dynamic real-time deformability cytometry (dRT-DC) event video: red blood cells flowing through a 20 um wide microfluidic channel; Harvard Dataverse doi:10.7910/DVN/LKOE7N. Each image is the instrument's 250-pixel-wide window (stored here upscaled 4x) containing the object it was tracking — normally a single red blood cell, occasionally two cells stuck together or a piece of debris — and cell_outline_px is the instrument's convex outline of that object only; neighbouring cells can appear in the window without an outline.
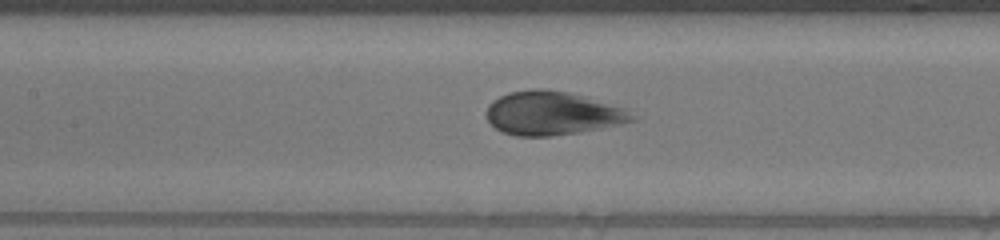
{"species": "human", "species_latin": "Homo sapiens", "temperature_condition": "warm", "stored_images_in_passage": 45, "segment_of_instrument_passage": [2, 2], "camera_frame_rate_fps": 3000, "um_per_image_px": 0.085, "donor": {"sex": "male"}, "frame": {"image": 1, "passage_image": 15, "time_ms": 4.667, "image_size_px": [1000, 240], "cell_outline_px": [[640, 116], [636, 120], [620, 124], [580, 132], [552, 136], [516, 136], [500, 132], [488, 120], [488, 104], [492, 100], [508, 92], [532, 88], [544, 88], [568, 92], [584, 96], [624, 108]], "centroid_in_image_um": [46.97, 9.62], "position_along_channel_um": 160.4, "area_um2": 37.22}}
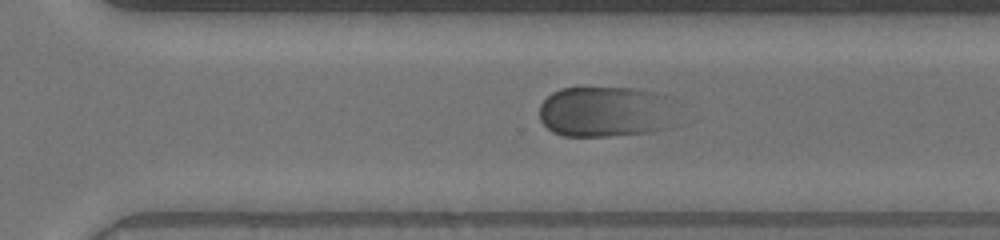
{"frame": {"image": 2, "passage_image": 28, "time_ms": 9.0, "image_size_px": [1000, 240], "cell_outline_px": [[680, 124], [672, 128], [652, 132], [608, 136], [564, 136], [552, 132], [540, 120], [540, 104], [552, 92], [560, 88], [636, 88], [652, 92], [656, 96]], "centroid_in_image_um": [51.39, 9.54], "position_along_channel_um": 319.2, "area_um2": 40.23}}
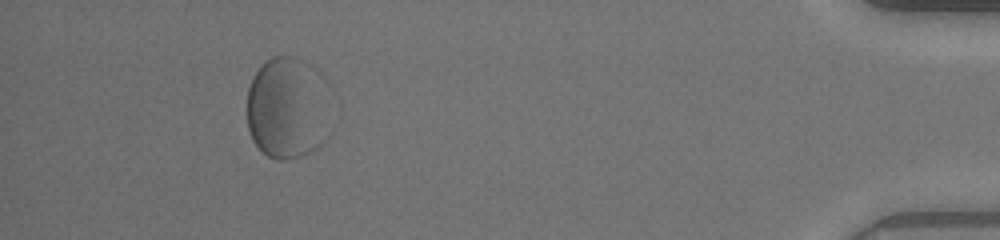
{"frame": {"image": 3, "passage_image": 41, "time_ms": 13.333, "image_size_px": [1000, 240], "cell_outline_px": [[332, 132], [316, 148], [300, 156], [284, 160], [276, 160], [268, 156], [252, 140], [248, 128], [248, 88], [256, 72], [272, 56], [296, 56], [304, 60], [316, 68], [332, 84]], "centroid_in_image_um": [24.58, 9.15], "position_along_channel_um": 410.6, "area_um2": 51.96}}